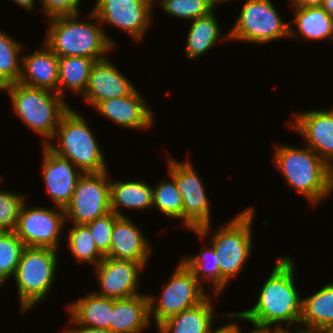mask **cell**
<instances>
[{"mask_svg":"<svg viewBox=\"0 0 333 333\" xmlns=\"http://www.w3.org/2000/svg\"><path fill=\"white\" fill-rule=\"evenodd\" d=\"M259 333H293V331L291 332L290 330H263V329H259ZM296 333V331L294 332Z\"/></svg>","mask_w":333,"mask_h":333,"instance_id":"obj_43","label":"cell"},{"mask_svg":"<svg viewBox=\"0 0 333 333\" xmlns=\"http://www.w3.org/2000/svg\"><path fill=\"white\" fill-rule=\"evenodd\" d=\"M214 328H211L207 333H237L240 330V327L237 323H228L227 325H224L220 327L217 330H214Z\"/></svg>","mask_w":333,"mask_h":333,"instance_id":"obj_40","label":"cell"},{"mask_svg":"<svg viewBox=\"0 0 333 333\" xmlns=\"http://www.w3.org/2000/svg\"><path fill=\"white\" fill-rule=\"evenodd\" d=\"M206 3H208L214 10H215V7L221 2L224 3V1H229V0H205Z\"/></svg>","mask_w":333,"mask_h":333,"instance_id":"obj_44","label":"cell"},{"mask_svg":"<svg viewBox=\"0 0 333 333\" xmlns=\"http://www.w3.org/2000/svg\"><path fill=\"white\" fill-rule=\"evenodd\" d=\"M88 18L92 22L79 20L78 14L49 18L44 43L57 57L106 58L116 44L92 11Z\"/></svg>","mask_w":333,"mask_h":333,"instance_id":"obj_2","label":"cell"},{"mask_svg":"<svg viewBox=\"0 0 333 333\" xmlns=\"http://www.w3.org/2000/svg\"><path fill=\"white\" fill-rule=\"evenodd\" d=\"M43 49L32 54L22 55L21 77L18 82L57 92L58 90V58L43 42Z\"/></svg>","mask_w":333,"mask_h":333,"instance_id":"obj_20","label":"cell"},{"mask_svg":"<svg viewBox=\"0 0 333 333\" xmlns=\"http://www.w3.org/2000/svg\"><path fill=\"white\" fill-rule=\"evenodd\" d=\"M321 7L333 18V0H324Z\"/></svg>","mask_w":333,"mask_h":333,"instance_id":"obj_42","label":"cell"},{"mask_svg":"<svg viewBox=\"0 0 333 333\" xmlns=\"http://www.w3.org/2000/svg\"><path fill=\"white\" fill-rule=\"evenodd\" d=\"M14 1V3H16L18 6H21L22 8H24L25 10L28 11H33L34 5L36 4L35 2H37L36 0H12Z\"/></svg>","mask_w":333,"mask_h":333,"instance_id":"obj_41","label":"cell"},{"mask_svg":"<svg viewBox=\"0 0 333 333\" xmlns=\"http://www.w3.org/2000/svg\"><path fill=\"white\" fill-rule=\"evenodd\" d=\"M67 311L76 324L86 327L109 330L113 298L100 296L94 292L67 304Z\"/></svg>","mask_w":333,"mask_h":333,"instance_id":"obj_25","label":"cell"},{"mask_svg":"<svg viewBox=\"0 0 333 333\" xmlns=\"http://www.w3.org/2000/svg\"><path fill=\"white\" fill-rule=\"evenodd\" d=\"M322 333H333V323L323 330Z\"/></svg>","mask_w":333,"mask_h":333,"instance_id":"obj_45","label":"cell"},{"mask_svg":"<svg viewBox=\"0 0 333 333\" xmlns=\"http://www.w3.org/2000/svg\"><path fill=\"white\" fill-rule=\"evenodd\" d=\"M229 40L266 44L289 37V22H285L271 0H247L234 26Z\"/></svg>","mask_w":333,"mask_h":333,"instance_id":"obj_9","label":"cell"},{"mask_svg":"<svg viewBox=\"0 0 333 333\" xmlns=\"http://www.w3.org/2000/svg\"><path fill=\"white\" fill-rule=\"evenodd\" d=\"M11 38L0 30V91L8 84L17 83L21 77L24 45Z\"/></svg>","mask_w":333,"mask_h":333,"instance_id":"obj_30","label":"cell"},{"mask_svg":"<svg viewBox=\"0 0 333 333\" xmlns=\"http://www.w3.org/2000/svg\"><path fill=\"white\" fill-rule=\"evenodd\" d=\"M253 207L245 208L211 236L210 245L220 258V293L243 270L252 252Z\"/></svg>","mask_w":333,"mask_h":333,"instance_id":"obj_7","label":"cell"},{"mask_svg":"<svg viewBox=\"0 0 333 333\" xmlns=\"http://www.w3.org/2000/svg\"><path fill=\"white\" fill-rule=\"evenodd\" d=\"M159 4L164 13L184 21H191L214 11L205 0H161Z\"/></svg>","mask_w":333,"mask_h":333,"instance_id":"obj_34","label":"cell"},{"mask_svg":"<svg viewBox=\"0 0 333 333\" xmlns=\"http://www.w3.org/2000/svg\"><path fill=\"white\" fill-rule=\"evenodd\" d=\"M181 261L204 288L206 282L208 285L213 286L212 293L217 297L220 293V268L218 265L220 258L216 255L213 246L211 245L206 250L202 248L199 255L184 256Z\"/></svg>","mask_w":333,"mask_h":333,"instance_id":"obj_29","label":"cell"},{"mask_svg":"<svg viewBox=\"0 0 333 333\" xmlns=\"http://www.w3.org/2000/svg\"><path fill=\"white\" fill-rule=\"evenodd\" d=\"M162 180L152 186V208H157L164 215L183 222V200L175 179Z\"/></svg>","mask_w":333,"mask_h":333,"instance_id":"obj_31","label":"cell"},{"mask_svg":"<svg viewBox=\"0 0 333 333\" xmlns=\"http://www.w3.org/2000/svg\"><path fill=\"white\" fill-rule=\"evenodd\" d=\"M272 159L287 185L309 200L311 206L332 194L333 169L308 146L276 144Z\"/></svg>","mask_w":333,"mask_h":333,"instance_id":"obj_3","label":"cell"},{"mask_svg":"<svg viewBox=\"0 0 333 333\" xmlns=\"http://www.w3.org/2000/svg\"><path fill=\"white\" fill-rule=\"evenodd\" d=\"M130 218L118 217L113 226L109 253L105 257L132 260L146 267L149 262L152 245L143 235L141 228Z\"/></svg>","mask_w":333,"mask_h":333,"instance_id":"obj_19","label":"cell"},{"mask_svg":"<svg viewBox=\"0 0 333 333\" xmlns=\"http://www.w3.org/2000/svg\"><path fill=\"white\" fill-rule=\"evenodd\" d=\"M24 244L14 231H0V282L14 277Z\"/></svg>","mask_w":333,"mask_h":333,"instance_id":"obj_33","label":"cell"},{"mask_svg":"<svg viewBox=\"0 0 333 333\" xmlns=\"http://www.w3.org/2000/svg\"><path fill=\"white\" fill-rule=\"evenodd\" d=\"M57 139L58 145L52 140ZM52 140L46 145L60 157L70 160L82 173L108 170L94 133L80 113L69 108L59 121Z\"/></svg>","mask_w":333,"mask_h":333,"instance_id":"obj_5","label":"cell"},{"mask_svg":"<svg viewBox=\"0 0 333 333\" xmlns=\"http://www.w3.org/2000/svg\"><path fill=\"white\" fill-rule=\"evenodd\" d=\"M100 292L96 294L113 299L139 295V276L145 267L140 262L104 257L95 267ZM139 292V293H138Z\"/></svg>","mask_w":333,"mask_h":333,"instance_id":"obj_14","label":"cell"},{"mask_svg":"<svg viewBox=\"0 0 333 333\" xmlns=\"http://www.w3.org/2000/svg\"><path fill=\"white\" fill-rule=\"evenodd\" d=\"M107 171L83 173L80 176L71 201L64 208L67 221H73V224H87L111 211L110 180Z\"/></svg>","mask_w":333,"mask_h":333,"instance_id":"obj_11","label":"cell"},{"mask_svg":"<svg viewBox=\"0 0 333 333\" xmlns=\"http://www.w3.org/2000/svg\"><path fill=\"white\" fill-rule=\"evenodd\" d=\"M136 87L120 72L108 57L96 61L90 72L83 99L94 108L98 103L110 98L130 95Z\"/></svg>","mask_w":333,"mask_h":333,"instance_id":"obj_17","label":"cell"},{"mask_svg":"<svg viewBox=\"0 0 333 333\" xmlns=\"http://www.w3.org/2000/svg\"><path fill=\"white\" fill-rule=\"evenodd\" d=\"M82 0H40L44 15L47 18L79 14Z\"/></svg>","mask_w":333,"mask_h":333,"instance_id":"obj_37","label":"cell"},{"mask_svg":"<svg viewBox=\"0 0 333 333\" xmlns=\"http://www.w3.org/2000/svg\"><path fill=\"white\" fill-rule=\"evenodd\" d=\"M333 323V282L303 298L301 326L296 332H322Z\"/></svg>","mask_w":333,"mask_h":333,"instance_id":"obj_22","label":"cell"},{"mask_svg":"<svg viewBox=\"0 0 333 333\" xmlns=\"http://www.w3.org/2000/svg\"><path fill=\"white\" fill-rule=\"evenodd\" d=\"M136 88L130 95L110 98L98 103L94 109L117 125L129 129H148L154 123V113Z\"/></svg>","mask_w":333,"mask_h":333,"instance_id":"obj_18","label":"cell"},{"mask_svg":"<svg viewBox=\"0 0 333 333\" xmlns=\"http://www.w3.org/2000/svg\"><path fill=\"white\" fill-rule=\"evenodd\" d=\"M95 62V59L87 57H59L58 90L56 93L64 99V91L68 88L73 93L83 96L88 85L91 68Z\"/></svg>","mask_w":333,"mask_h":333,"instance_id":"obj_28","label":"cell"},{"mask_svg":"<svg viewBox=\"0 0 333 333\" xmlns=\"http://www.w3.org/2000/svg\"><path fill=\"white\" fill-rule=\"evenodd\" d=\"M237 333H241V330H239ZM247 333H259V329L254 328L253 330L247 332Z\"/></svg>","mask_w":333,"mask_h":333,"instance_id":"obj_46","label":"cell"},{"mask_svg":"<svg viewBox=\"0 0 333 333\" xmlns=\"http://www.w3.org/2000/svg\"><path fill=\"white\" fill-rule=\"evenodd\" d=\"M167 162L168 174L175 179L182 196L183 226L203 240L211 231V202L201 177L190 161L179 162L169 156Z\"/></svg>","mask_w":333,"mask_h":333,"instance_id":"obj_8","label":"cell"},{"mask_svg":"<svg viewBox=\"0 0 333 333\" xmlns=\"http://www.w3.org/2000/svg\"><path fill=\"white\" fill-rule=\"evenodd\" d=\"M118 217L119 216L110 211L106 215L85 224L90 229L98 251L104 257L109 253L113 226Z\"/></svg>","mask_w":333,"mask_h":333,"instance_id":"obj_36","label":"cell"},{"mask_svg":"<svg viewBox=\"0 0 333 333\" xmlns=\"http://www.w3.org/2000/svg\"><path fill=\"white\" fill-rule=\"evenodd\" d=\"M167 281L159 298L148 294L150 321L153 317L156 327L167 318L199 305L209 296L181 260Z\"/></svg>","mask_w":333,"mask_h":333,"instance_id":"obj_10","label":"cell"},{"mask_svg":"<svg viewBox=\"0 0 333 333\" xmlns=\"http://www.w3.org/2000/svg\"><path fill=\"white\" fill-rule=\"evenodd\" d=\"M42 149L45 188L55 207L64 209L71 201L76 183L83 173L70 160L58 156L46 145Z\"/></svg>","mask_w":333,"mask_h":333,"instance_id":"obj_16","label":"cell"},{"mask_svg":"<svg viewBox=\"0 0 333 333\" xmlns=\"http://www.w3.org/2000/svg\"><path fill=\"white\" fill-rule=\"evenodd\" d=\"M216 17L212 11L206 16L191 20L185 45V55L188 60L203 56L219 41H229L228 33L226 36L221 34L222 30Z\"/></svg>","mask_w":333,"mask_h":333,"instance_id":"obj_26","label":"cell"},{"mask_svg":"<svg viewBox=\"0 0 333 333\" xmlns=\"http://www.w3.org/2000/svg\"><path fill=\"white\" fill-rule=\"evenodd\" d=\"M110 209L120 217H127L119 207L144 210L152 207V187L144 181H110Z\"/></svg>","mask_w":333,"mask_h":333,"instance_id":"obj_27","label":"cell"},{"mask_svg":"<svg viewBox=\"0 0 333 333\" xmlns=\"http://www.w3.org/2000/svg\"><path fill=\"white\" fill-rule=\"evenodd\" d=\"M275 263L259 290L256 304L251 309L230 313V318L250 322L253 328L263 330H285L280 323L287 324L286 330L290 325L300 327L303 298L296 289L294 262L288 256H281ZM273 325L276 327L272 328Z\"/></svg>","mask_w":333,"mask_h":333,"instance_id":"obj_1","label":"cell"},{"mask_svg":"<svg viewBox=\"0 0 333 333\" xmlns=\"http://www.w3.org/2000/svg\"><path fill=\"white\" fill-rule=\"evenodd\" d=\"M296 333H322V332H300V331H297Z\"/></svg>","mask_w":333,"mask_h":333,"instance_id":"obj_47","label":"cell"},{"mask_svg":"<svg viewBox=\"0 0 333 333\" xmlns=\"http://www.w3.org/2000/svg\"><path fill=\"white\" fill-rule=\"evenodd\" d=\"M57 250L25 246L14 280L17 285L21 314L27 313L48 295L58 269Z\"/></svg>","mask_w":333,"mask_h":333,"instance_id":"obj_6","label":"cell"},{"mask_svg":"<svg viewBox=\"0 0 333 333\" xmlns=\"http://www.w3.org/2000/svg\"><path fill=\"white\" fill-rule=\"evenodd\" d=\"M58 209V210H57ZM26 207L23 203L14 229L27 247H47L58 250L61 231L66 221L62 208Z\"/></svg>","mask_w":333,"mask_h":333,"instance_id":"obj_12","label":"cell"},{"mask_svg":"<svg viewBox=\"0 0 333 333\" xmlns=\"http://www.w3.org/2000/svg\"><path fill=\"white\" fill-rule=\"evenodd\" d=\"M13 112L25 125L35 131L47 145L53 138L61 116L70 108L56 92L24 85L20 82L4 86Z\"/></svg>","mask_w":333,"mask_h":333,"instance_id":"obj_4","label":"cell"},{"mask_svg":"<svg viewBox=\"0 0 333 333\" xmlns=\"http://www.w3.org/2000/svg\"><path fill=\"white\" fill-rule=\"evenodd\" d=\"M70 323H73V326L77 325V327L70 329L69 328H65V330L63 332L65 333H111L109 330L107 329H101V328H93V327H86L80 324H76V322L70 317Z\"/></svg>","mask_w":333,"mask_h":333,"instance_id":"obj_38","label":"cell"},{"mask_svg":"<svg viewBox=\"0 0 333 333\" xmlns=\"http://www.w3.org/2000/svg\"><path fill=\"white\" fill-rule=\"evenodd\" d=\"M292 8L295 18L289 21V37L301 36L305 40L314 41L333 40V18L322 7ZM290 22L296 24L297 30L293 29Z\"/></svg>","mask_w":333,"mask_h":333,"instance_id":"obj_24","label":"cell"},{"mask_svg":"<svg viewBox=\"0 0 333 333\" xmlns=\"http://www.w3.org/2000/svg\"><path fill=\"white\" fill-rule=\"evenodd\" d=\"M154 0H97L92 12L102 24L117 27L141 41L152 21Z\"/></svg>","mask_w":333,"mask_h":333,"instance_id":"obj_13","label":"cell"},{"mask_svg":"<svg viewBox=\"0 0 333 333\" xmlns=\"http://www.w3.org/2000/svg\"><path fill=\"white\" fill-rule=\"evenodd\" d=\"M324 0H291V7H321Z\"/></svg>","mask_w":333,"mask_h":333,"instance_id":"obj_39","label":"cell"},{"mask_svg":"<svg viewBox=\"0 0 333 333\" xmlns=\"http://www.w3.org/2000/svg\"><path fill=\"white\" fill-rule=\"evenodd\" d=\"M290 128L300 134L311 148L333 169V108L293 112Z\"/></svg>","mask_w":333,"mask_h":333,"instance_id":"obj_15","label":"cell"},{"mask_svg":"<svg viewBox=\"0 0 333 333\" xmlns=\"http://www.w3.org/2000/svg\"><path fill=\"white\" fill-rule=\"evenodd\" d=\"M68 229V246L75 260L95 267L104 256L98 251L90 229L85 224H73Z\"/></svg>","mask_w":333,"mask_h":333,"instance_id":"obj_32","label":"cell"},{"mask_svg":"<svg viewBox=\"0 0 333 333\" xmlns=\"http://www.w3.org/2000/svg\"><path fill=\"white\" fill-rule=\"evenodd\" d=\"M25 197L12 191H0V231H14Z\"/></svg>","mask_w":333,"mask_h":333,"instance_id":"obj_35","label":"cell"},{"mask_svg":"<svg viewBox=\"0 0 333 333\" xmlns=\"http://www.w3.org/2000/svg\"><path fill=\"white\" fill-rule=\"evenodd\" d=\"M210 295L199 305L183 310L163 321L158 327L159 333H207L214 327V305Z\"/></svg>","mask_w":333,"mask_h":333,"instance_id":"obj_23","label":"cell"},{"mask_svg":"<svg viewBox=\"0 0 333 333\" xmlns=\"http://www.w3.org/2000/svg\"><path fill=\"white\" fill-rule=\"evenodd\" d=\"M150 323L148 294L113 299L111 333H140Z\"/></svg>","mask_w":333,"mask_h":333,"instance_id":"obj_21","label":"cell"}]
</instances>
